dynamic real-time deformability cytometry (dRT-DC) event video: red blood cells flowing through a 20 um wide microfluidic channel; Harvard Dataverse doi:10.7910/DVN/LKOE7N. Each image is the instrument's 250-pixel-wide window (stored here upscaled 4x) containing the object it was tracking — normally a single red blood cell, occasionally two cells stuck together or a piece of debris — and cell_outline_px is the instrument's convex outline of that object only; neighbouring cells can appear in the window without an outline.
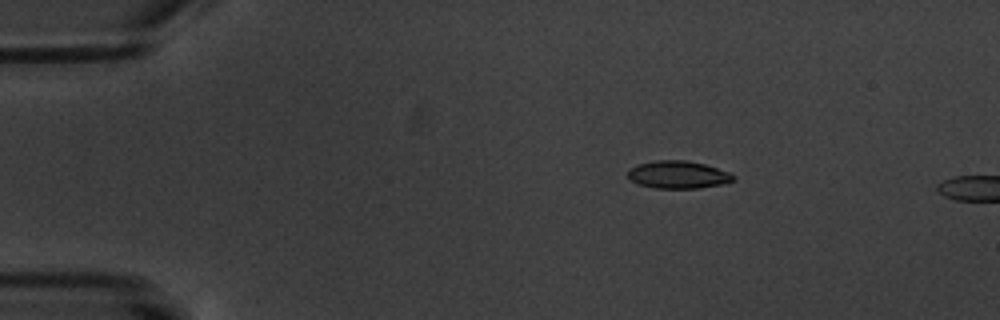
{"species": "common noctule bat (a hibernating species)", "species_latin": "Nyctalus noctula", "temperature_condition": "warm", "stored_images_in_passage": 5, "camera_frame_rate_fps": 3000, "um_per_image_px": 0.085, "animal": {"sex": "male", "body_mass_g": 20.1, "forearm_length_mm": 53.5}, "frame": {"image": 1, "passage_image": 4, "time_ms": 3.333, "image_size_px": [1000, 320], "cell_outline_px": [[736, 180], [724, 184], [696, 188], [656, 188], [636, 184], [628, 180], [628, 168], [636, 164], [656, 160], [684, 160], [704, 164], [728, 172], [736, 176]], "centroid_in_image_um": [57.59, 14.85], "position_along_channel_um": 27.4, "area_um2": 17.17}}